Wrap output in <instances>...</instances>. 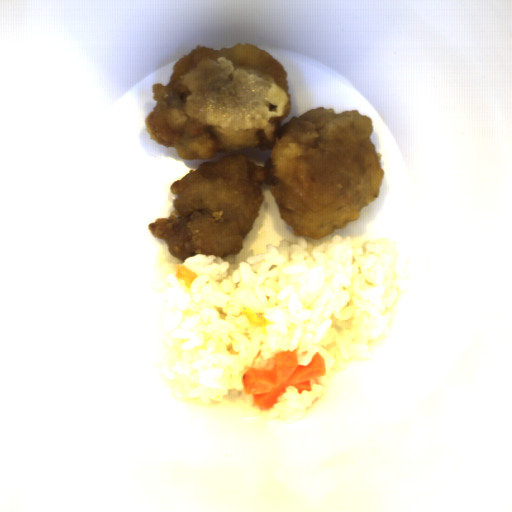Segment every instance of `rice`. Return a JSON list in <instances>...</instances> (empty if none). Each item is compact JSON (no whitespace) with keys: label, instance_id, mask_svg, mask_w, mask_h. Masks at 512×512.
I'll return each mask as SVG.
<instances>
[{"label":"rice","instance_id":"rice-1","mask_svg":"<svg viewBox=\"0 0 512 512\" xmlns=\"http://www.w3.org/2000/svg\"><path fill=\"white\" fill-rule=\"evenodd\" d=\"M392 238L336 235L269 243L236 265L196 253L183 263L198 277L187 290L172 274L162 314L167 328L161 378L176 402L195 407L228 403L262 420L306 419L353 361H370L396 317L400 277ZM287 348L300 364L326 360L322 384L300 396L294 387L269 411L245 395L241 378Z\"/></svg>","mask_w":512,"mask_h":512}]
</instances>
